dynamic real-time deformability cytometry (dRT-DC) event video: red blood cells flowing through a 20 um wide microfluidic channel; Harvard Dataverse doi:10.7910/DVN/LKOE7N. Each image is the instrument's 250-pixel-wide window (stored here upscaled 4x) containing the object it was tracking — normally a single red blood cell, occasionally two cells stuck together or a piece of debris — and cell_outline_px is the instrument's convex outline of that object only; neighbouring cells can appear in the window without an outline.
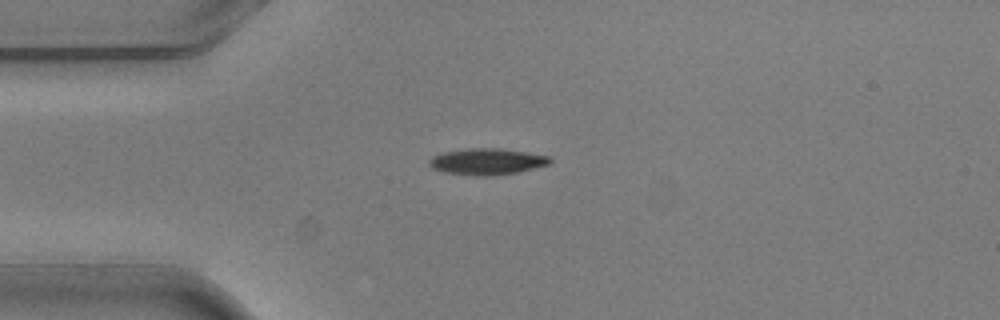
{"species": "common noctule bat (a hibernating species)", "species_latin": "Nyctalus noctula", "temperature_condition": "warm", "stored_images_in_passage": 7, "camera_frame_rate_fps": 3000, "um_per_image_px": 0.085, "animal": {"sex": "male", "body_mass_g": 20.5, "forearm_length_mm": 52.5}, "frame": {"image": 1, "passage_image": 2, "time_ms": 0.333, "image_size_px": [1000, 320], "cell_outline_px": [[552, 164], [516, 172], [492, 176], [476, 176], [444, 172], [432, 168], [428, 164], [428, 160], [432, 156], [440, 152], [472, 148], [500, 148], [552, 156]], "centroid_in_image_um": [41.4, 13.73], "position_along_channel_um": 43.6, "area_um2": 18.79}}
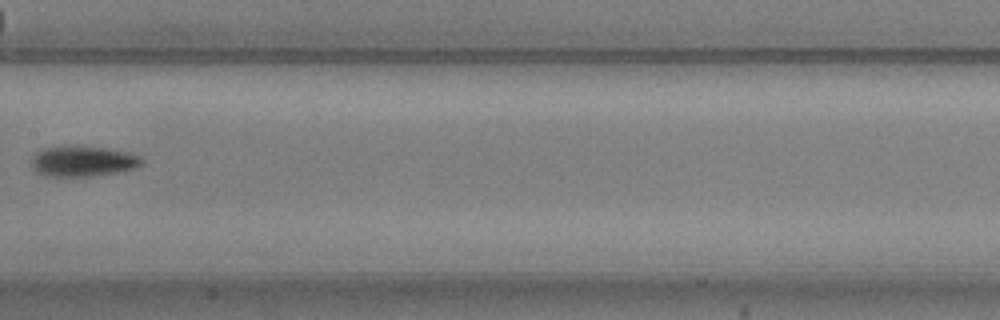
{"frame": {"image": 2, "passage_image": 6, "time_ms": 1.667, "image_size_px": [1000, 320], "cell_outline_px": [[144, 164], [136, 168], [116, 172], [92, 176], [48, 176], [36, 172], [32, 168], [32, 156], [36, 152], [44, 148], [68, 144], [104, 148], [128, 152], [140, 156], [144, 160]], "centroid_in_image_um": [7.04, 13.68], "position_along_channel_um": 200.4, "area_um2": 19.94}}
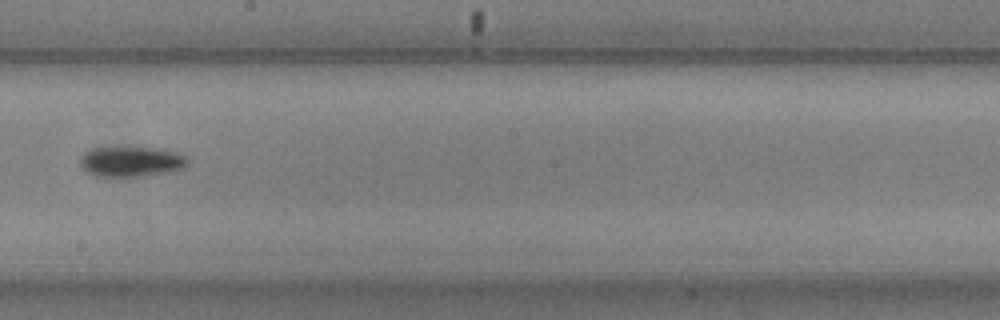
{"frame": {"image": 3, "passage_image": 7, "time_ms": 2.0, "image_size_px": [1000, 320], "cell_outline_px": [[188, 164], [184, 168], [168, 172], [140, 176], [96, 176], [88, 172], [80, 164], [80, 160], [92, 148], [156, 148], [176, 152], [188, 156]], "centroid_in_image_um": [11.23, 13.74], "position_along_channel_um": 237.0, "area_um2": 18.55}}